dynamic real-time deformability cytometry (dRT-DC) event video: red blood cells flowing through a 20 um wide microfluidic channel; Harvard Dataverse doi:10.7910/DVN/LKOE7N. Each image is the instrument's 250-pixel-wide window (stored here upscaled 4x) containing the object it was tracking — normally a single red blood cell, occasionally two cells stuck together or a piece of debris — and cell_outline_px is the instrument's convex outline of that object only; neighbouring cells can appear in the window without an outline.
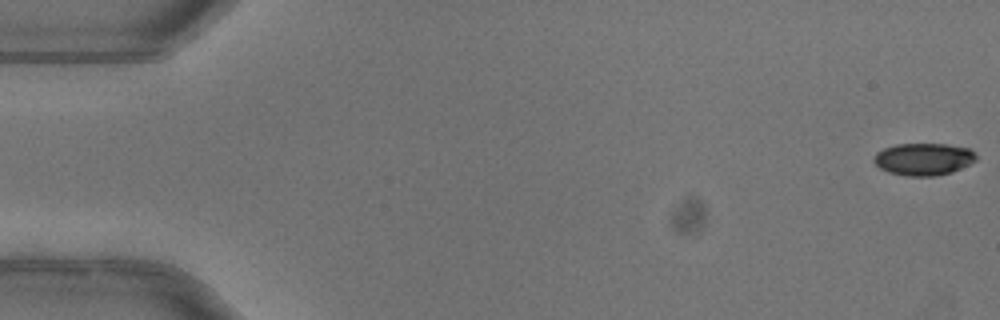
{"species": "common noctule bat (a hibernating species)", "species_latin": "Nyctalus noctula", "temperature_condition": "warm", "stored_images_in_passage": 52, "camera_frame_rate_fps": 3000, "um_per_image_px": 0.085, "animal": {"sex": "female"}, "frame": {"image": 1, "passage_image": 1, "time_ms": 0.0, "image_size_px": [1000, 320], "cell_outline_px": [[976, 160], [952, 172], [936, 176], [908, 176], [888, 172], [880, 168], [872, 160], [876, 152], [884, 148], [896, 144], [948, 144], [968, 148], [976, 156]], "centroid_in_image_um": [78.47, 13.53], "position_along_channel_um": 6.5, "area_um2": 19.13}}
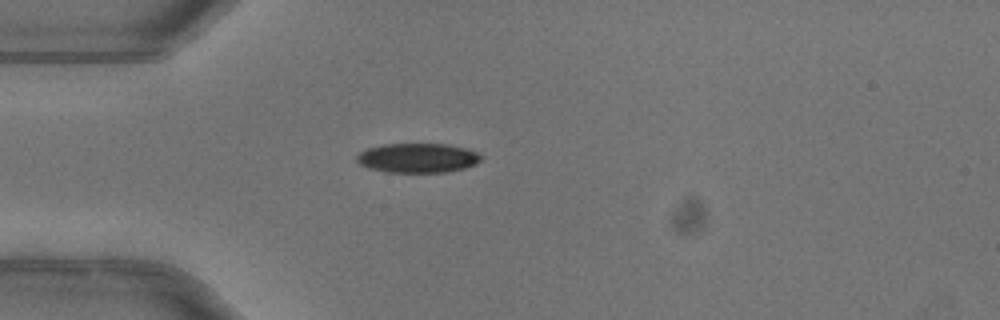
{"frame": {"image": 2, "passage_image": 15, "time_ms": 4.667, "image_size_px": [1000, 320], "cell_outline_px": [[480, 160], [476, 164], [464, 168], [444, 172], [384, 172], [368, 168], [360, 164], [356, 160], [356, 156], [360, 152], [368, 148], [384, 144], [444, 144], [464, 148], [476, 152], [480, 156]], "centroid_in_image_um": [35.45, 13.43], "position_along_channel_um": 49.5, "area_um2": 21.15}, "authors_computed_cell_mechanics": {"area_um2": 21.7617, "velocity_mm_per_s": 4.0344, "shape_relaxation_time_tau1_ms": 3.325, "shape_relaxation_time_tau2_ms": null, "deformation_change_tau1": 0.1389, "deformation_change_tau2": null}}